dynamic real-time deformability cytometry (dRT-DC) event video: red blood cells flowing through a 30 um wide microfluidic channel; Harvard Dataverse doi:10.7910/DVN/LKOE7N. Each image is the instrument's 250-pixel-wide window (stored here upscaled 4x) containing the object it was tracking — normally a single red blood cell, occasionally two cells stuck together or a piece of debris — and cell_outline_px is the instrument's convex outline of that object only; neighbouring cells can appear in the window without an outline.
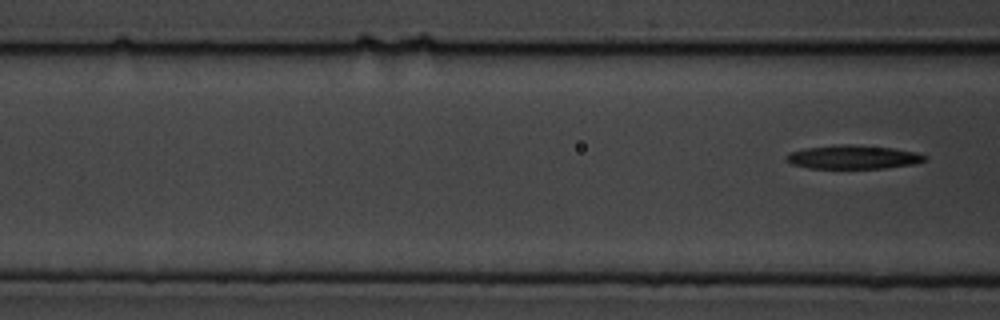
{"species": "common noctule bat (a hibernating species)", "species_latin": "Nyctalus noctula", "temperature_condition": "cold", "stored_images_in_passage": 3, "segment_of_instrument_passage": [2, 2], "camera_frame_rate_fps": 3000, "um_per_image_px": 0.085, "animal": {"sex": "male", "body_mass_g": 19.5, "forearm_length_mm": 54.6}, "frame": {"image": 1, "passage_image": 3, "time_ms": 3.333, "image_size_px": [1000, 320], "cell_outline_px": [[928, 156], [924, 160], [912, 164], [884, 168], [808, 168], [792, 164], [784, 160], [784, 156], [788, 152], [804, 148], [840, 144], [852, 144], [892, 148], [916, 152]], "centroid_in_image_um": [72.44, 13.34], "position_along_channel_um": 94.2, "area_um2": 19.19}}